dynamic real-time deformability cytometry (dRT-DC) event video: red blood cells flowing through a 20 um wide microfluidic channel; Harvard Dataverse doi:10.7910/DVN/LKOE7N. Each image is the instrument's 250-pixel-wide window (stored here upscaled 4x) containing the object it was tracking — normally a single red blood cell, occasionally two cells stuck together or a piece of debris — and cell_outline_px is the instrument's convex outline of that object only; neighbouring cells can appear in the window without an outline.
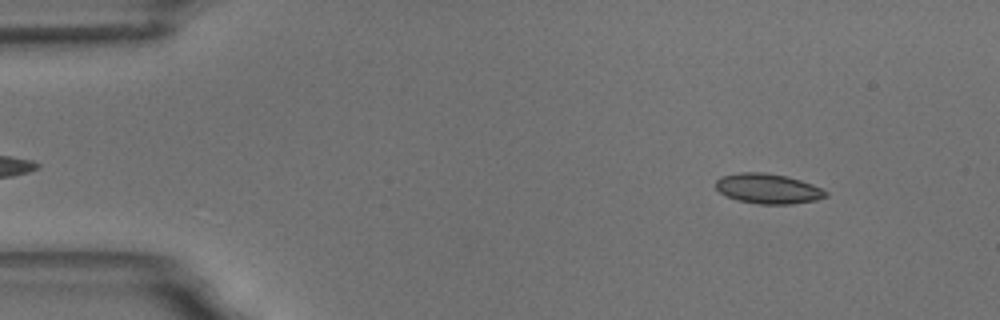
{"species": "common noctule bat (a hibernating species)", "species_latin": "Nyctalus noctula", "temperature_condition": "room temperature", "stored_images_in_passage": 57, "camera_frame_rate_fps": 3000, "um_per_image_px": 0.085, "animal": {"sex": "male", "body_mass_g": 18.8}, "frame": {"image": 1, "passage_image": 6, "time_ms": 1.667, "image_size_px": [1000, 320], "cell_outline_px": [[828, 196], [816, 200], [792, 204], [760, 204], [736, 200], [720, 192], [716, 188], [716, 180], [720, 176], [740, 172], [764, 172], [784, 176], [800, 180], [812, 184], [828, 192]], "centroid_in_image_um": [65.27, 16.03], "position_along_channel_um": 19.7, "area_um2": 19.19}}
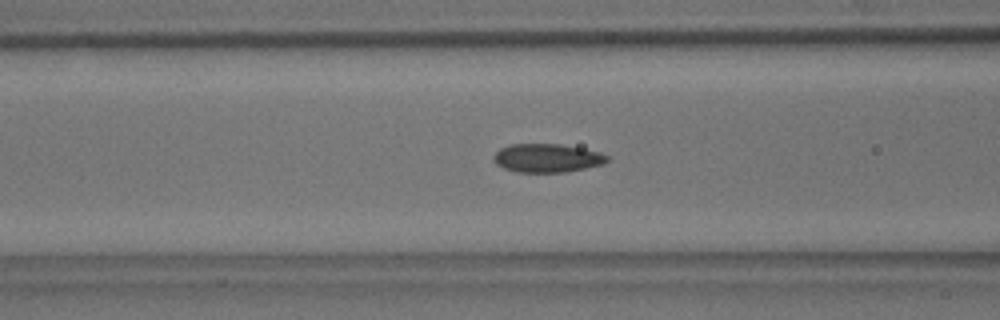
{"frame": {"image": 2, "passage_image": 22, "time_ms": 7.0, "image_size_px": [1000, 320], "cell_outline_px": [[608, 160], [604, 164], [564, 172], [516, 172], [504, 168], [496, 164], [492, 160], [492, 156], [500, 148], [512, 144], [560, 144], [600, 152], [608, 156]], "centroid_in_image_um": [46.47, 13.43], "position_along_channel_um": 120.1, "area_um2": 18.84}}
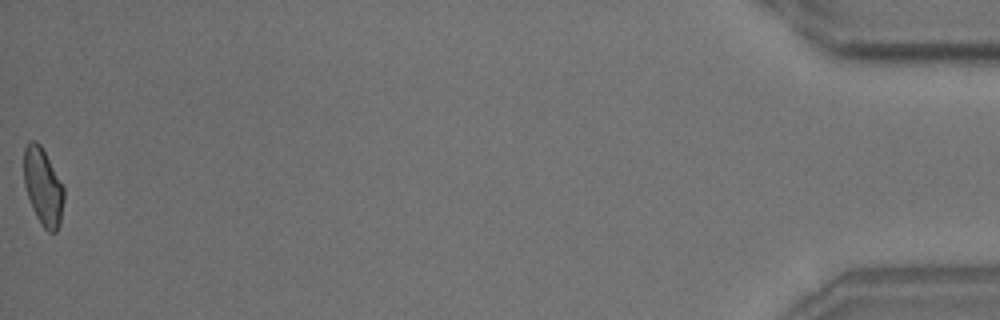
{"frame": {"image": 3, "passage_image": 57, "time_ms": 18.667, "image_size_px": [1000, 320], "cell_outline_px": [[64, 200], [60, 224], [56, 232], [48, 232], [40, 224], [32, 208], [24, 184], [24, 148], [28, 140], [36, 140], [40, 144], [64, 188]], "centroid_in_image_um": [3.65, 15.88], "position_along_channel_um": 431.5, "area_um2": 17.98}, "authors_computed_cell_mechanics": {"area_um2": 18.6116, "velocity_mm_per_s": 3.5107, "shape_relaxation_time_tau1_ms": 6.1583, "shape_relaxation_time_tau2_ms": 2.8053, "deformation_change_tau1": 0.125, "deformation_change_tau2": 0.0718}}